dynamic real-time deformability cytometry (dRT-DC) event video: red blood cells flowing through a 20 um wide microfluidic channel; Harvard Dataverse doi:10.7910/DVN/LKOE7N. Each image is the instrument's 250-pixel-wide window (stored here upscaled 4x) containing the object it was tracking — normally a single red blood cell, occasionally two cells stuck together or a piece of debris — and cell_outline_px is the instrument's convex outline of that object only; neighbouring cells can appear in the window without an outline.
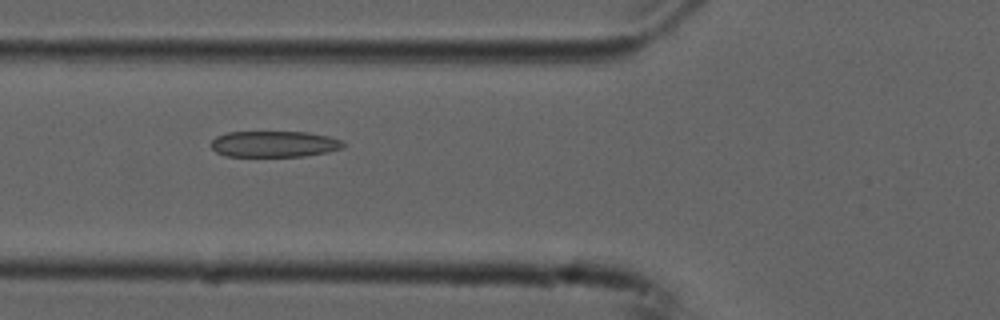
{"species": "common noctule bat (a hibernating species)", "species_latin": "Nyctalus noctula", "temperature_condition": "cold", "stored_images_in_passage": 6, "camera_frame_rate_fps": 3000, "um_per_image_px": 0.085, "animal": {"sex": "male", "forearm_length_mm": 52.5}, "frame": {"image": 1, "passage_image": 5, "time_ms": 1.333, "image_size_px": [1000, 320], "cell_outline_px": [[344, 148], [328, 152], [304, 156], [224, 156], [216, 152], [212, 148], [212, 140], [216, 136], [228, 132], [308, 132], [328, 136], [340, 140], [344, 144]], "centroid_in_image_um": [23.31, 12.24], "position_along_channel_um": 102.5, "area_um2": 20.11}}
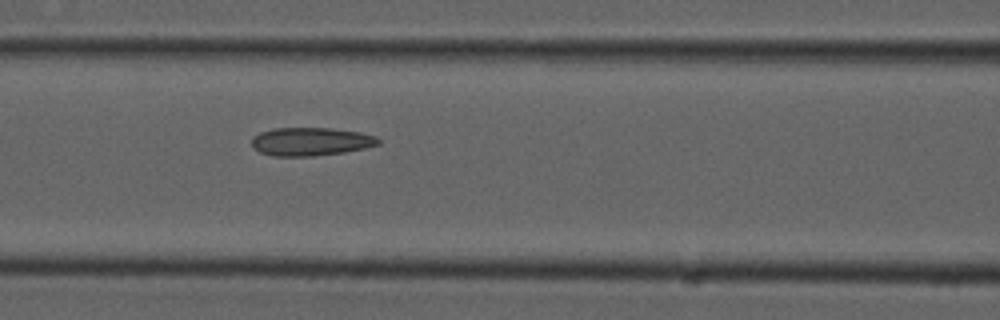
{"frame": {"image": 2, "passage_image": 6, "time_ms": 1.667, "image_size_px": [1000, 320], "cell_outline_px": [[380, 144], [364, 148], [344, 152], [312, 156], [276, 156], [260, 152], [252, 144], [252, 136], [260, 132], [272, 128], [328, 128], [360, 132], [376, 136], [380, 140]], "centroid_in_image_um": [26.42, 12.02], "position_along_channel_um": 140.2, "area_um2": 20.75}}